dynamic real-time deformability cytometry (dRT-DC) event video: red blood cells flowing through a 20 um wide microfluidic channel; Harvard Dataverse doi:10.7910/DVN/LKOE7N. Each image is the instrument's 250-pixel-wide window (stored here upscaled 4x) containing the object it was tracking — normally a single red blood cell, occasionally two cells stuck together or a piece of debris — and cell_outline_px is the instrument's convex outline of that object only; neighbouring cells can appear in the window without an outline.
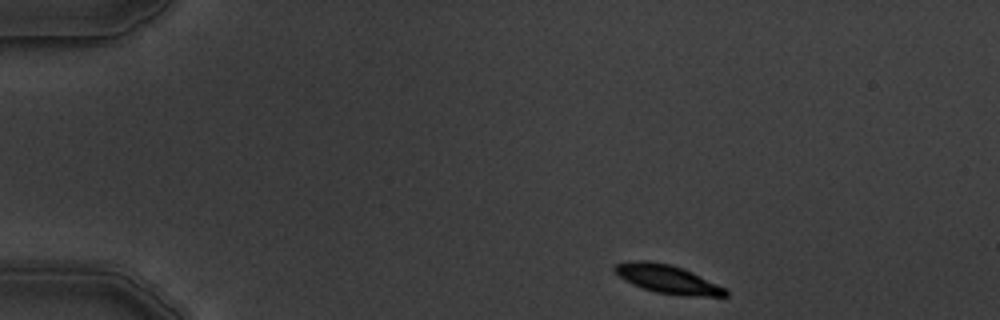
{"species": "common noctule bat (a hibernating species)", "species_latin": "Nyctalus noctula", "temperature_condition": "warm", "stored_images_in_passage": 4, "camera_frame_rate_fps": 3000, "um_per_image_px": 0.085, "animal": {"sex": "male", "body_mass_g": 19.5, "forearm_length_mm": 54.6}, "frame": {"image": 1, "passage_image": 1, "time_ms": 0.0, "image_size_px": [1000, 320], "cell_outline_px": [[728, 296], [684, 296], [656, 292], [632, 284], [624, 280], [612, 268], [616, 264], [632, 260], [648, 260], [668, 264], [692, 272], [728, 288]], "centroid_in_image_um": [56.77, 23.73], "position_along_channel_um": 28.2, "area_um2": 18.38}}
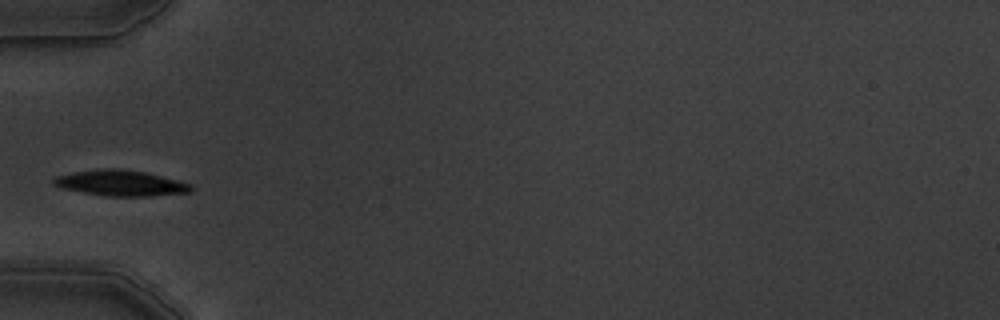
{"frame": {"image": 2, "passage_image": 4, "time_ms": 3.333, "image_size_px": [1000, 320], "cell_outline_px": [[196, 188], [192, 192], [152, 196], [108, 196], [60, 188], [52, 184], [52, 180], [56, 176], [72, 172], [96, 168], [116, 168], [144, 172], [192, 184]], "centroid_in_image_um": [10.25, 15.56], "position_along_channel_um": 74.7, "area_um2": 20.69}}